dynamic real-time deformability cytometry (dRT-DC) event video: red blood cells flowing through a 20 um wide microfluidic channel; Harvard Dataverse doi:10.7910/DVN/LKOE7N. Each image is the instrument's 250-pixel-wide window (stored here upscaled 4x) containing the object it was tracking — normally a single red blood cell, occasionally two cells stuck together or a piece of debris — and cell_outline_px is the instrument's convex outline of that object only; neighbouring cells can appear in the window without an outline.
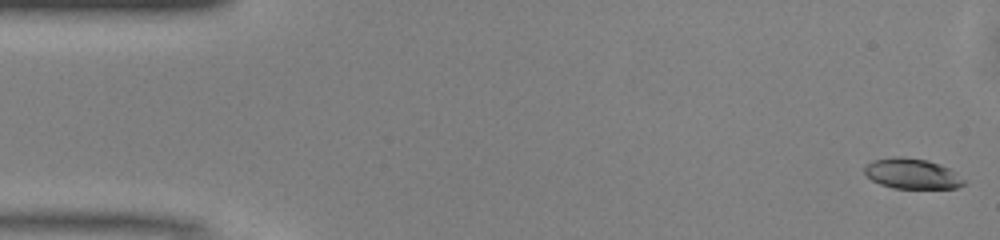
{"species": "common noctule bat (a hibernating species)", "species_latin": "Nyctalus noctula", "temperature_condition": "warm", "stored_images_in_passage": 49, "camera_frame_rate_fps": 3000, "um_per_image_px": 0.085, "animal": {"sex": "male", "body_mass_g": 13.0, "forearm_length_mm": 53.1}, "frame": {"image": 1, "passage_image": 1, "time_ms": 0.0, "image_size_px": [1000, 240], "cell_outline_px": [[968, 184], [956, 188], [892, 188], [880, 184], [872, 180], [864, 172], [864, 168], [872, 160], [892, 156], [900, 156], [928, 160], [948, 168], [956, 172]], "centroid_in_image_um": [77.53, 14.76], "position_along_channel_um": 7.5, "area_um2": 17.63}}
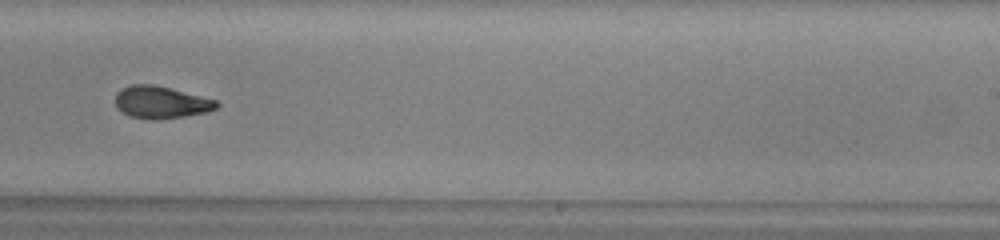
{"frame": {"image": 2, "passage_image": 30, "time_ms": 9.667, "image_size_px": [1000, 240], "cell_outline_px": [[220, 104], [216, 108], [204, 112], [184, 116], [156, 120], [152, 120], [128, 116], [116, 108], [116, 92], [120, 88], [132, 84], [152, 84], [216, 100]], "centroid_in_image_um": [13.61, 8.7], "position_along_channel_um": 275.4, "area_um2": 18.9}}
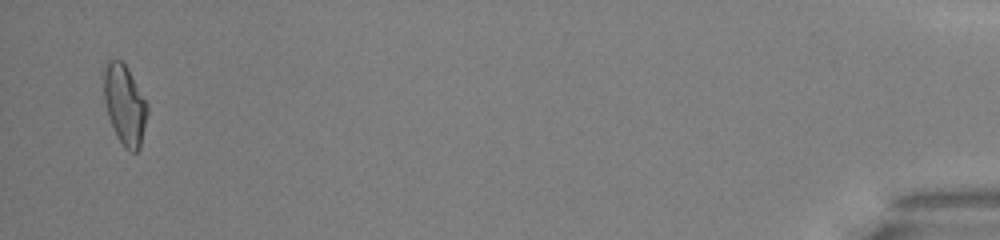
{"frame": {"image": 3, "passage_image": 48, "time_ms": 15.667, "image_size_px": [1000, 240], "cell_outline_px": [[148, 112], [140, 148], [136, 152], [132, 152], [124, 148], [108, 116], [104, 100], [104, 68], [108, 60], [120, 60], [128, 68], [148, 104]], "centroid_in_image_um": [10.61, 8.9], "position_along_channel_um": 424.6, "area_um2": 20.11}, "authors_computed_cell_mechanics": {"area_um2": 19.1896, "velocity_mm_per_s": 4.1223, "shape_relaxation_time_tau1_ms": 8.176, "shape_relaxation_time_tau2_ms": 4.3272, "deformation_change_tau1": 0.2324, "deformation_change_tau2": 0.1097}}